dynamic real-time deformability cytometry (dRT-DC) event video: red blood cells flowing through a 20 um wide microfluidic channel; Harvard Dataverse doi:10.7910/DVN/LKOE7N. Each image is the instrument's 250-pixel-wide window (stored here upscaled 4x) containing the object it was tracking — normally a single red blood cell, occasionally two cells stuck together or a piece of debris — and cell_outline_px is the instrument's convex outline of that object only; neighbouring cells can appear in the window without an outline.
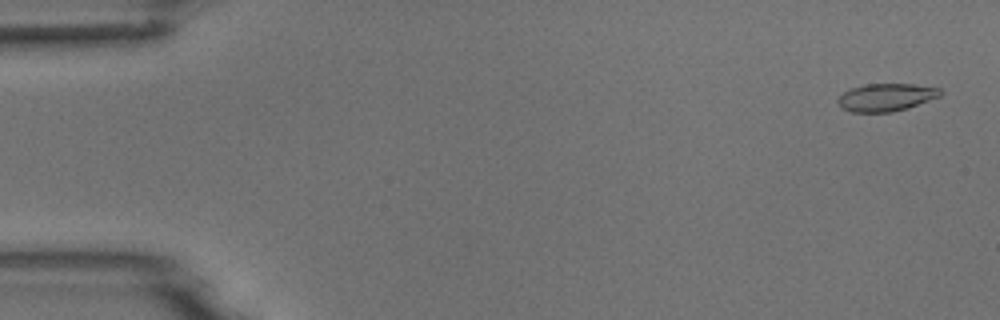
{"species": "common noctule bat (a hibernating species)", "species_latin": "Nyctalus noctula", "temperature_condition": "room temperature", "stored_images_in_passage": 5, "camera_frame_rate_fps": 3000, "um_per_image_px": 0.085, "animal": {"sex": "male", "body_mass_g": 18.8}, "frame": {"image": 1, "passage_image": 1, "time_ms": 0.0, "image_size_px": [1000, 320], "cell_outline_px": [[944, 92], [940, 96], [908, 108], [892, 112], [852, 112], [844, 108], [836, 100], [844, 92], [852, 88], [868, 84], [912, 84], [940, 88]], "centroid_in_image_um": [75.36, 8.27], "position_along_channel_um": 9.6, "area_um2": 16.36}}
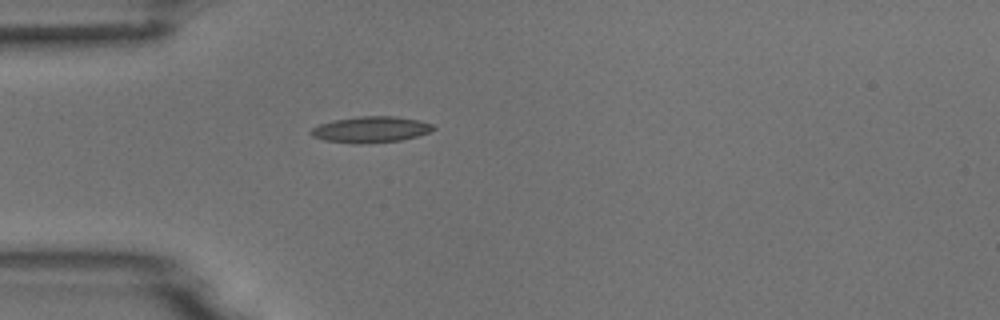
{"frame": {"image": 2, "passage_image": 5, "time_ms": 4.333, "image_size_px": [1000, 320], "cell_outline_px": [[436, 128], [428, 132], [416, 136], [400, 140], [360, 144], [356, 144], [324, 140], [312, 136], [308, 132], [312, 128], [320, 124], [332, 120], [360, 116], [392, 116], [416, 120], [432, 124]], "centroid_in_image_um": [31.46, 11.01], "position_along_channel_um": 53.5, "area_um2": 18.44}}